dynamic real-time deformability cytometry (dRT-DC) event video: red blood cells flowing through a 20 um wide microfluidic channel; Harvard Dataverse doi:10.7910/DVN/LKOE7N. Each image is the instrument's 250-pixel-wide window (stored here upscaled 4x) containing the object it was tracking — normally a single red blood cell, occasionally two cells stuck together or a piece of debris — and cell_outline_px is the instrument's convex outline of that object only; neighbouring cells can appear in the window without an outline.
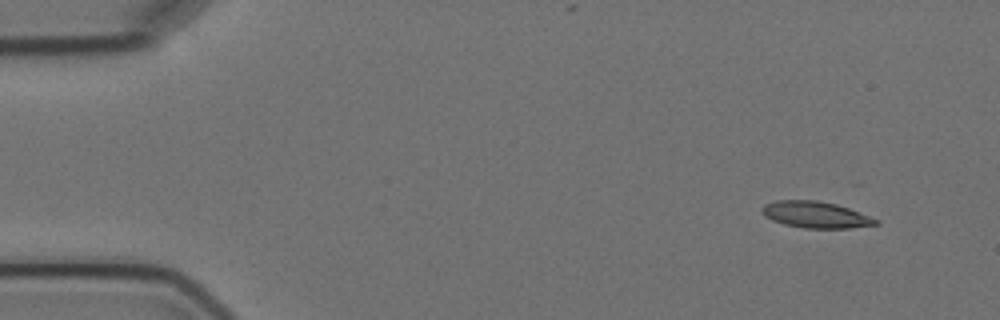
{"species": "Egyptian fruit bat (a non-hibernating species)", "species_latin": "Rousettus aegyptiacus", "temperature_condition": "cold", "stored_images_in_passage": 4, "camera_frame_rate_fps": 3000, "um_per_image_px": 0.085, "animal": {"sex": "female"}, "frame": {"image": 1, "passage_image": 1, "time_ms": 0.0, "image_size_px": [1000, 320], "cell_outline_px": [[880, 224], [848, 228], [804, 228], [784, 224], [772, 220], [764, 216], [760, 208], [764, 204], [776, 200], [816, 200], [836, 204], [848, 208], [880, 220]], "centroid_in_image_um": [69.31, 18.25], "position_along_channel_um": 15.7, "area_um2": 17.57}}